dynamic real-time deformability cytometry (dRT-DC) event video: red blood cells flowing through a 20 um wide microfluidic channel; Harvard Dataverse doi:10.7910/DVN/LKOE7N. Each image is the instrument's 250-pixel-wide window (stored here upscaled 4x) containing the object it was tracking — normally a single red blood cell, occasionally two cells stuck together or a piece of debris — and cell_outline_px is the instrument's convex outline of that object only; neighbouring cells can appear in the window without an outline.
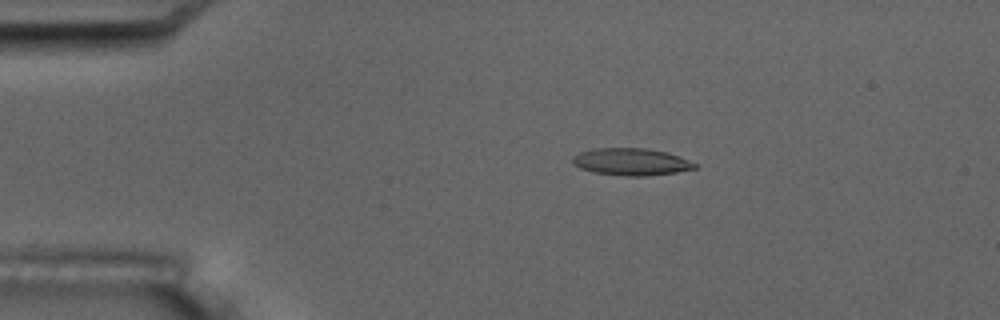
{"species": "common noctule bat (a hibernating species)", "species_latin": "Nyctalus noctula", "temperature_condition": "room temperature", "stored_images_in_passage": 9, "camera_frame_rate_fps": 3000, "um_per_image_px": 0.085, "animal": {"sex": "male", "body_mass_g": 17.5, "forearm_length_mm": 52.3}, "frame": {"image": 1, "passage_image": 2, "time_ms": 1.0, "image_size_px": [1000, 320], "cell_outline_px": [[696, 168], [676, 172], [644, 176], [624, 176], [592, 172], [580, 168], [572, 164], [572, 156], [580, 152], [592, 148], [648, 148], [668, 152], [680, 156], [696, 164]], "centroid_in_image_um": [53.61, 13.74], "position_along_channel_um": 31.4, "area_um2": 19.48}}
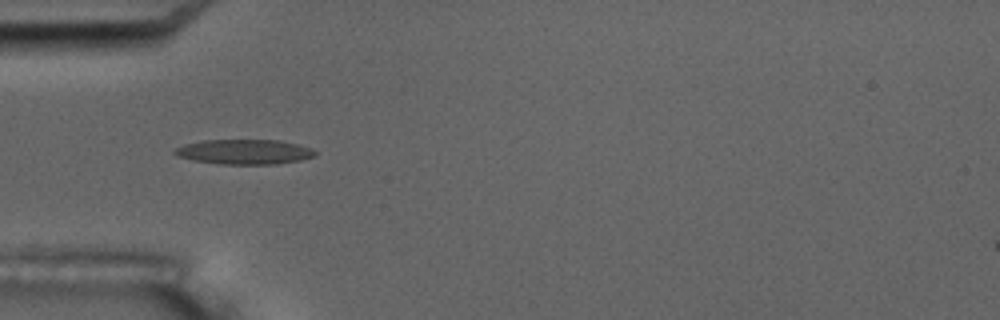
{"frame": {"image": 2, "passage_image": 4, "time_ms": 3.333, "image_size_px": [1000, 320], "cell_outline_px": [[316, 156], [300, 160], [276, 164], [220, 164], [192, 160], [176, 156], [172, 152], [176, 148], [184, 144], [204, 140], [280, 140], [300, 144], [312, 148], [316, 152]], "centroid_in_image_um": [20.78, 12.9], "position_along_channel_um": 64.2, "area_um2": 20.52}}
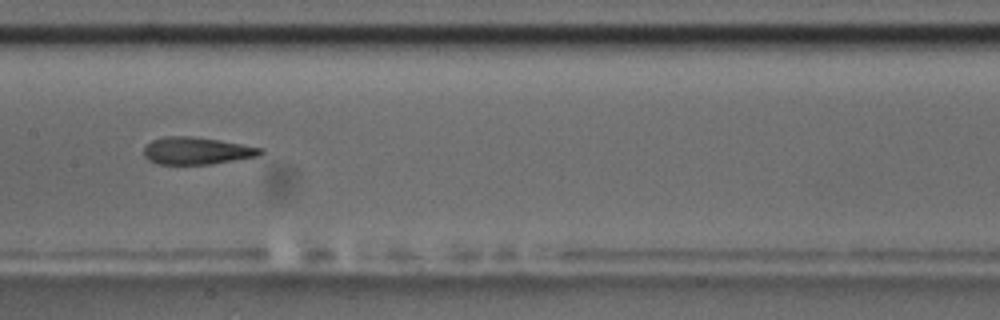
{"frame": {"image": 3, "passage_image": 7, "time_ms": 7.0, "image_size_px": [1000, 320], "cell_outline_px": [[264, 152], [260, 156], [208, 164], [156, 164], [148, 160], [144, 156], [144, 148], [152, 140], [164, 136], [192, 136], [264, 148]], "centroid_in_image_um": [16.71, 12.82], "position_along_channel_um": 190.7, "area_um2": 18.44}}